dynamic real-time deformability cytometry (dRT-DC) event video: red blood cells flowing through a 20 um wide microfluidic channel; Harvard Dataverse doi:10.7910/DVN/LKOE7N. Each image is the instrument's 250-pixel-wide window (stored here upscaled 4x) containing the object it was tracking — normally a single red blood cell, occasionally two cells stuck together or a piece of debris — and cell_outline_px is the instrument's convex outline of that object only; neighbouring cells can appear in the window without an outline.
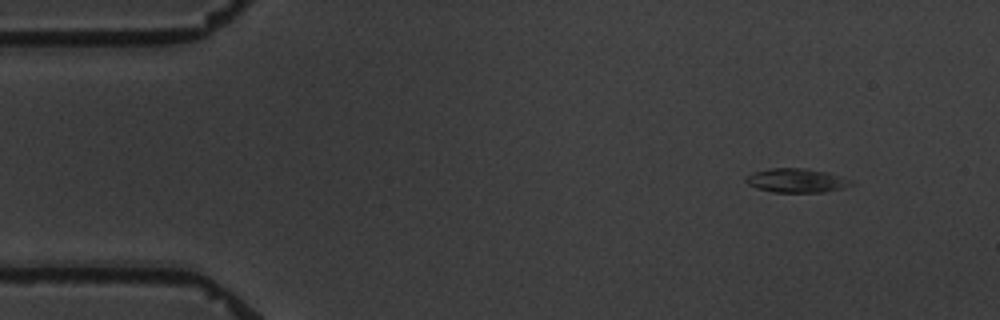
{"species": "common noctule bat (a hibernating species)", "species_latin": "Nyctalus noctula", "temperature_condition": "warm", "stored_images_in_passage": 4, "camera_frame_rate_fps": 3000, "um_per_image_px": 0.085, "animal": {"sex": "male", "body_mass_g": 19.5, "forearm_length_mm": 54.6}, "frame": {"image": 1, "passage_image": 1, "time_ms": 0.0, "image_size_px": [1000, 320], "cell_outline_px": [[856, 184], [844, 188], [824, 192], [772, 192], [756, 188], [748, 184], [744, 180], [744, 176], [752, 172], [768, 168], [804, 168], [824, 172], [852, 180]], "centroid_in_image_um": [67.66, 15.34], "position_along_channel_um": 17.3, "area_um2": 14.85}}
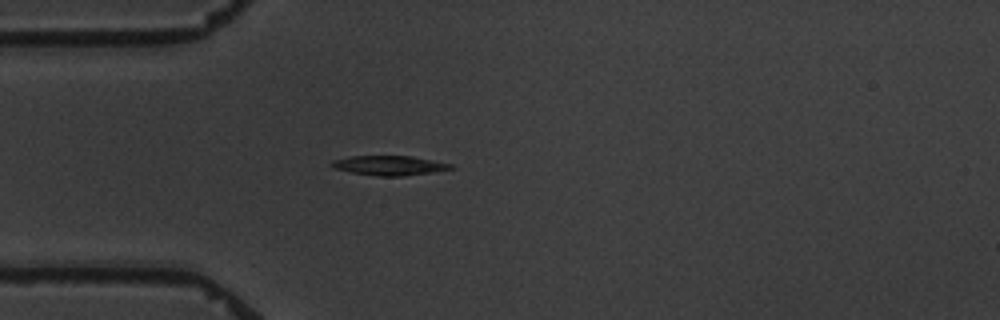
{"frame": {"image": 2, "passage_image": 4, "time_ms": 3.333, "image_size_px": [1000, 320], "cell_outline_px": [[456, 168], [432, 172], [404, 176], [376, 176], [352, 172], [332, 168], [328, 164], [332, 160], [352, 156], [412, 156], [452, 164]], "centroid_in_image_um": [33.07, 14.06], "position_along_channel_um": 51.9, "area_um2": 13.64}}